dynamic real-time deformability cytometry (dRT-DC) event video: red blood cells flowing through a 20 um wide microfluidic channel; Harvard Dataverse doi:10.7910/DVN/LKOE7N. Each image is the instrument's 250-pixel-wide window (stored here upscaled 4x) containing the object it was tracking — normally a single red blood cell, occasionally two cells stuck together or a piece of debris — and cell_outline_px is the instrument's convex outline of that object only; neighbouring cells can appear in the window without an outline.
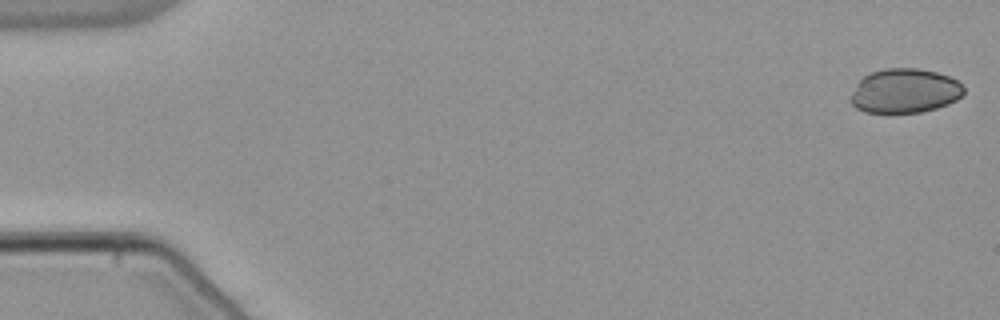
{"species": "common noctule bat (a hibernating species)", "species_latin": "Nyctalus noctula", "temperature_condition": "warm", "stored_images_in_passage": 53, "camera_frame_rate_fps": 3000, "um_per_image_px": 0.085, "animal": {"sex": "male", "body_mass_g": 21.5, "forearm_length_mm": 52.0}, "frame": {"image": 1, "passage_image": 1, "time_ms": 0.0, "image_size_px": [1000, 320], "cell_outline_px": [[964, 96], [948, 104], [936, 108], [920, 112], [864, 112], [856, 108], [848, 100], [856, 84], [864, 76], [872, 72], [888, 68], [916, 68], [936, 72], [948, 76], [956, 80], [964, 88]], "centroid_in_image_um": [76.89, 7.73], "position_along_channel_um": 8.1, "area_um2": 29.19}}
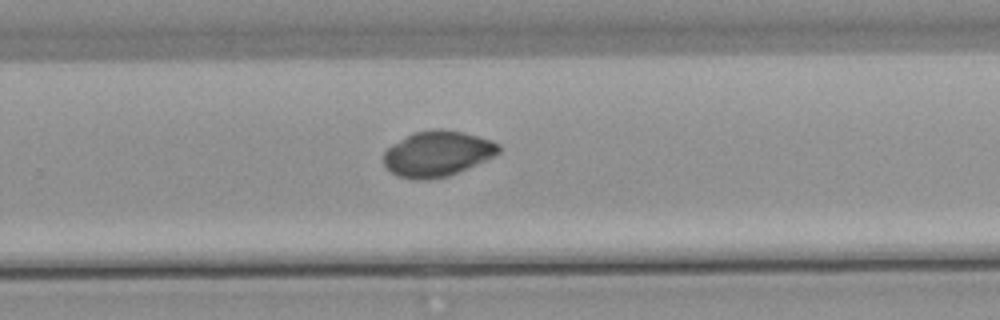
{"frame": {"image": 2, "passage_image": 35, "time_ms": 11.333, "image_size_px": [1000, 320], "cell_outline_px": [[500, 152], [476, 164], [448, 176], [428, 180], [416, 180], [396, 176], [384, 164], [384, 152], [392, 144], [412, 132], [432, 128], [440, 128], [464, 132], [492, 140], [500, 144]], "centroid_in_image_um": [37.16, 13.05], "position_along_channel_um": 292.6, "area_um2": 30.63}}
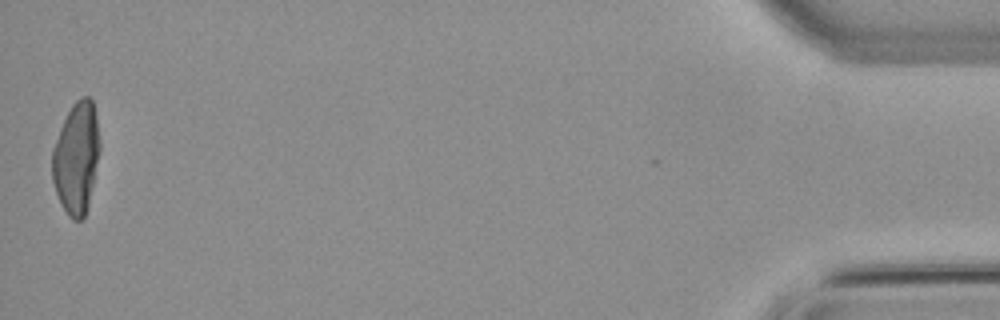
{"frame": {"image": 3, "passage_image": 53, "time_ms": 17.333, "image_size_px": [1000, 320], "cell_outline_px": [[100, 148], [88, 204], [84, 216], [80, 220], [72, 220], [68, 216], [60, 204], [52, 180], [52, 148], [60, 128], [72, 104], [80, 96], [88, 96], [92, 100], [96, 116], [100, 140]], "centroid_in_image_um": [6.47, 13.41], "position_along_channel_um": 428.7, "area_um2": 30.87}}